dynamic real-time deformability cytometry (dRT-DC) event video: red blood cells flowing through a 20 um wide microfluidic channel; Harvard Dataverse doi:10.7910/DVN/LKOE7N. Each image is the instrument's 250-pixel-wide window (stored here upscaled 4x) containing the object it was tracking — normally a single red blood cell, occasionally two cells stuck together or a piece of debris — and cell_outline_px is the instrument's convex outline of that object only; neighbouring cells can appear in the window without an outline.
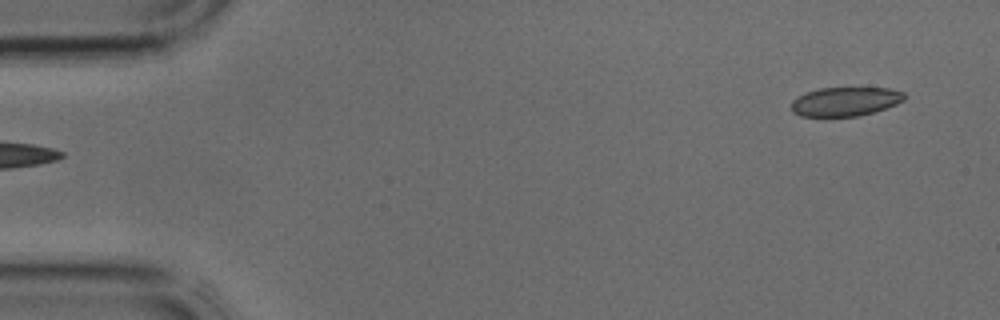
{"species": "common noctule bat (a hibernating species)", "species_latin": "Nyctalus noctula", "temperature_condition": "cold", "stored_images_in_passage": 2, "camera_frame_rate_fps": 3000, "um_per_image_px": 0.085, "animal": {"sex": "male", "body_mass_g": 17.9, "forearm_length_mm": 54.2}, "frame": {"image": 1, "passage_image": 2, "time_ms": 0.333, "image_size_px": [1000, 320], "cell_outline_px": [[904, 100], [896, 104], [872, 112], [856, 116], [800, 116], [792, 112], [792, 100], [808, 92], [820, 88], [888, 88], [904, 92]], "centroid_in_image_um": [71.84, 8.63], "position_along_channel_um": 13.2, "area_um2": 18.79}}